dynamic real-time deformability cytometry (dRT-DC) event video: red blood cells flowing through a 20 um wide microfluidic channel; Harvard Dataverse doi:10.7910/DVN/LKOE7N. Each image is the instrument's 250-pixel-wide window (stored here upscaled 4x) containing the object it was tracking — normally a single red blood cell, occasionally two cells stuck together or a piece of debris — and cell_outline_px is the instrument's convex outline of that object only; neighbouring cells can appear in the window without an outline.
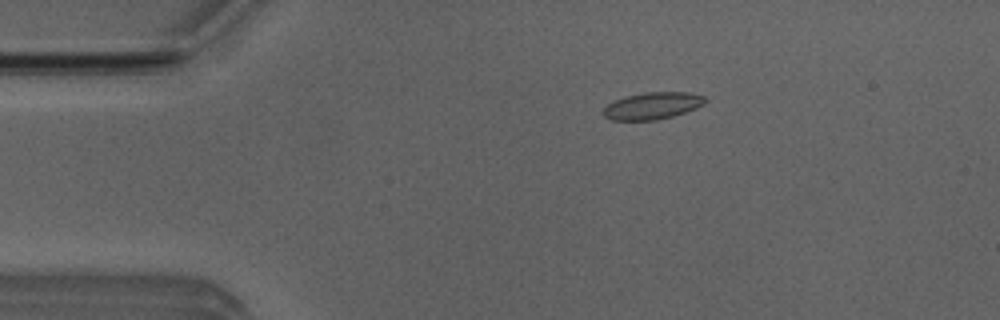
{"species": "Egyptian fruit bat (a non-hibernating species)", "species_latin": "Rousettus aegyptiacus", "temperature_condition": "room temperature", "stored_images_in_passage": 46, "camera_frame_rate_fps": 3000, "um_per_image_px": 0.085, "animal": {"sex": "male"}, "frame": {"image": 1, "passage_image": 4, "time_ms": 1.0, "image_size_px": [1000, 320], "cell_outline_px": [[708, 100], [704, 104], [696, 108], [672, 116], [656, 120], [612, 120], [604, 116], [604, 108], [608, 104], [624, 96], [644, 92], [688, 92], [704, 96]], "centroid_in_image_um": [55.48, 8.98], "position_along_channel_um": 29.5, "area_um2": 15.95}}
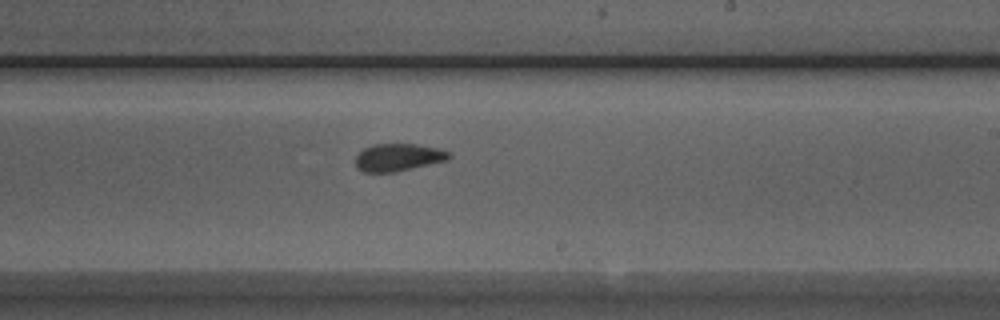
{"frame": {"image": 2, "passage_image": 25, "time_ms": 8.0, "image_size_px": [1000, 320], "cell_outline_px": [[452, 156], [448, 160], [396, 172], [364, 172], [356, 168], [356, 156], [364, 148], [372, 144], [416, 144], [440, 148], [448, 152]], "centroid_in_image_um": [33.86, 13.37], "position_along_channel_um": 255.1, "area_um2": 15.09}}
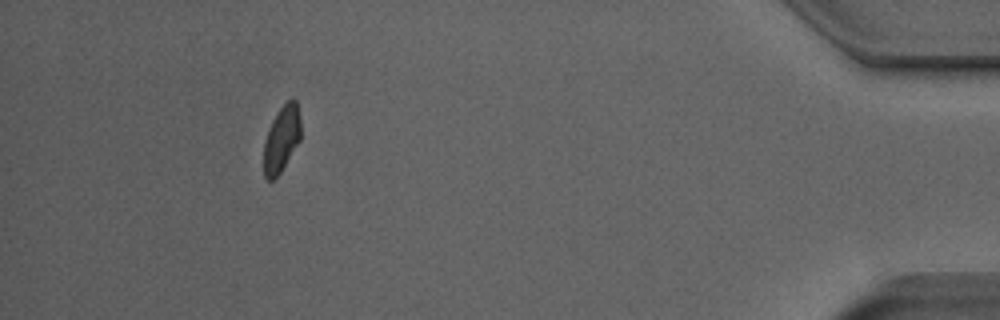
{"frame": {"image": 3, "passage_image": 42, "time_ms": 13.667, "image_size_px": [1000, 320], "cell_outline_px": [[300, 140], [280, 172], [272, 180], [268, 180], [264, 176], [264, 140], [272, 120], [280, 108], [292, 96], [296, 100], [300, 120]], "centroid_in_image_um": [23.93, 11.78], "position_along_channel_um": 411.3, "area_um2": 14.1}, "authors_computed_cell_mechanics": {"area_um2": 15.5193, "velocity_mm_per_s": 3.9259, "shape_relaxation_time_tau1_ms": null, "shape_relaxation_time_tau2_ms": 1.5308, "deformation_change_tau1": null, "deformation_change_tau2": 0.0855}}